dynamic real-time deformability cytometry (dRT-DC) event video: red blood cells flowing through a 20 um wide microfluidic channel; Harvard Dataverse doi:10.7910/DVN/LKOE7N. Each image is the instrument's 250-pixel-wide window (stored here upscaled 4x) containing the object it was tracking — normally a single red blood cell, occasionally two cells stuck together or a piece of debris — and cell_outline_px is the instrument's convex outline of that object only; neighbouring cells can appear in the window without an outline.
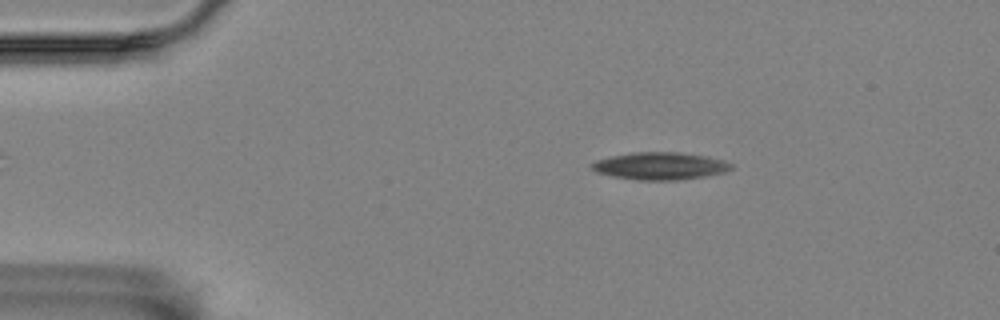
{"species": "Egyptian fruit bat (a non-hibernating species)", "species_latin": "Rousettus aegyptiacus", "temperature_condition": "room temperature", "stored_images_in_passage": 4, "segment_of_instrument_passage": [1, 2], "camera_frame_rate_fps": 3000, "um_per_image_px": 0.085, "animal": {"sex": "female"}, "frame": {"image": 1, "passage_image": 1, "time_ms": 0.0, "image_size_px": [1000, 320], "cell_outline_px": [[732, 168], [724, 172], [704, 176], [676, 180], [636, 180], [612, 176], [596, 172], [588, 164], [596, 160], [608, 156], [632, 152], [680, 152], [708, 156], [724, 160], [732, 164]], "centroid_in_image_um": [56.06, 14.09], "position_along_channel_um": 28.9, "area_um2": 22.43}}